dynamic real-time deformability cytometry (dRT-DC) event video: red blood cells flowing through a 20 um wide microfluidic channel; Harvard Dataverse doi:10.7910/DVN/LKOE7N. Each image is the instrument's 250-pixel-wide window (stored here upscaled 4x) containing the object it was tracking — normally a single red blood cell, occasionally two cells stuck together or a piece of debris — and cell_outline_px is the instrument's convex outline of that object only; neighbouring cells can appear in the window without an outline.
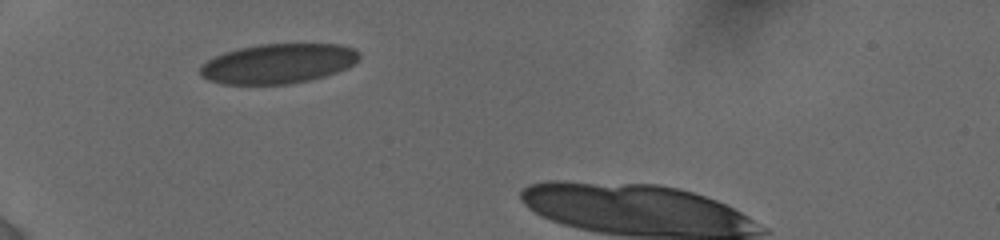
{"species": "human", "species_latin": "Homo sapiens", "temperature_condition": "cold", "stored_images_in_passage": 2, "camera_frame_rate_fps": 3000, "um_per_image_px": 0.085, "donor": {"sex": "female"}, "frame": {"image": 1, "passage_image": 1, "time_ms": 0.0, "image_size_px": [1000, 240], "cell_outline_px": [[360, 60], [336, 72], [324, 76], [308, 80], [288, 84], [224, 84], [208, 80], [200, 76], [200, 68], [208, 60], [224, 52], [240, 48], [260, 44], [340, 44], [352, 48], [360, 52]], "centroid_in_image_um": [23.65, 5.4], "position_along_channel_um": 61.4, "area_um2": 36.65}}